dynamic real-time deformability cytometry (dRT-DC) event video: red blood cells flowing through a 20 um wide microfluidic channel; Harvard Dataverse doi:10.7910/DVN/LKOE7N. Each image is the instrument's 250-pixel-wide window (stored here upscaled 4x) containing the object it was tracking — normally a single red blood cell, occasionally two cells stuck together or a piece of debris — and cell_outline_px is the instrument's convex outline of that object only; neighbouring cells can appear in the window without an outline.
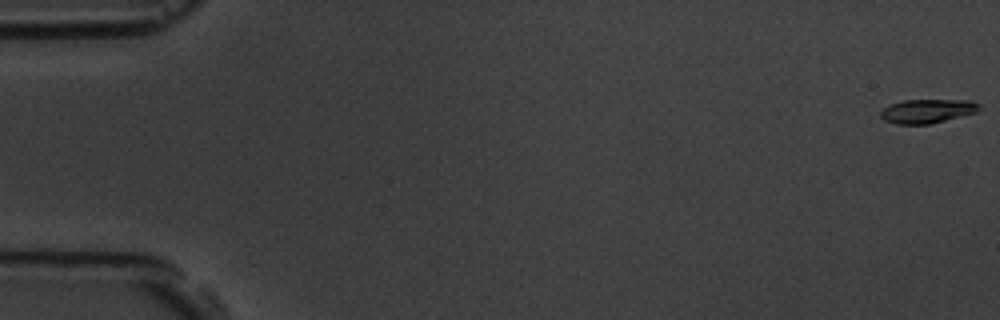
{"species": "common noctule bat (a hibernating species)", "species_latin": "Nyctalus noctula", "temperature_condition": "room temperature", "stored_images_in_passage": 9, "camera_frame_rate_fps": 3000, "um_per_image_px": 0.085, "animal": {"sex": "male", "body_mass_g": 19.5, "forearm_length_mm": 54.6}, "frame": {"image": 1, "passage_image": 1, "time_ms": 0.0, "image_size_px": [1000, 320], "cell_outline_px": [[980, 108], [976, 112], [928, 124], [896, 124], [884, 120], [880, 116], [880, 112], [888, 104], [904, 100], [972, 100], [980, 104]], "centroid_in_image_um": [78.79, 9.43], "position_along_channel_um": 6.2, "area_um2": 13.7}}
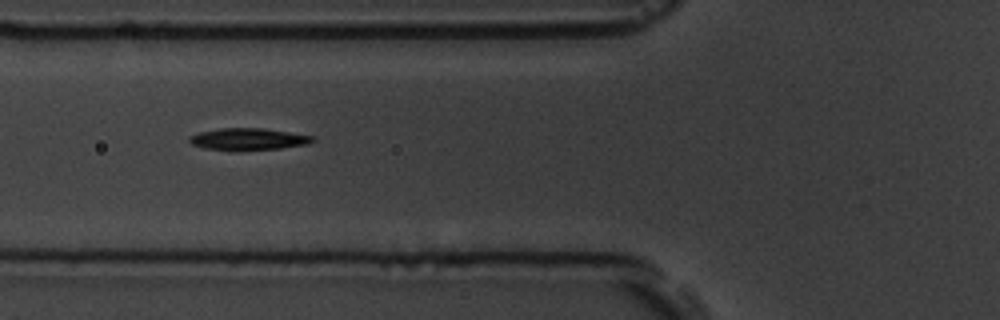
{"frame": {"image": 2, "passage_image": 7, "time_ms": 7.0, "image_size_px": [1000, 320], "cell_outline_px": [[316, 140], [308, 144], [280, 148], [236, 152], [204, 148], [192, 144], [188, 140], [188, 136], [200, 132], [220, 128], [264, 128], [312, 136]], "centroid_in_image_um": [21.06, 11.84], "position_along_channel_um": 104.7, "area_um2": 16.01}}
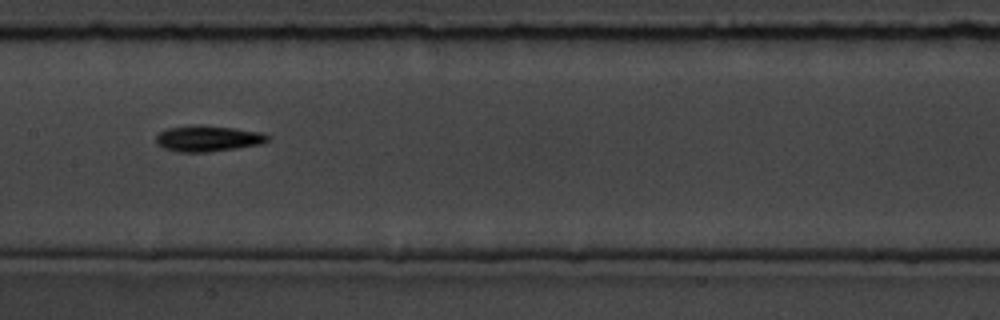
{"frame": {"image": 3, "passage_image": 9, "time_ms": 9.333, "image_size_px": [1000, 320], "cell_outline_px": [[268, 140], [260, 144], [236, 148], [208, 152], [180, 152], [164, 148], [156, 144], [156, 136], [160, 132], [168, 128], [232, 128], [264, 132], [268, 136]], "centroid_in_image_um": [17.7, 11.83], "position_along_channel_um": 189.7, "area_um2": 15.9}}